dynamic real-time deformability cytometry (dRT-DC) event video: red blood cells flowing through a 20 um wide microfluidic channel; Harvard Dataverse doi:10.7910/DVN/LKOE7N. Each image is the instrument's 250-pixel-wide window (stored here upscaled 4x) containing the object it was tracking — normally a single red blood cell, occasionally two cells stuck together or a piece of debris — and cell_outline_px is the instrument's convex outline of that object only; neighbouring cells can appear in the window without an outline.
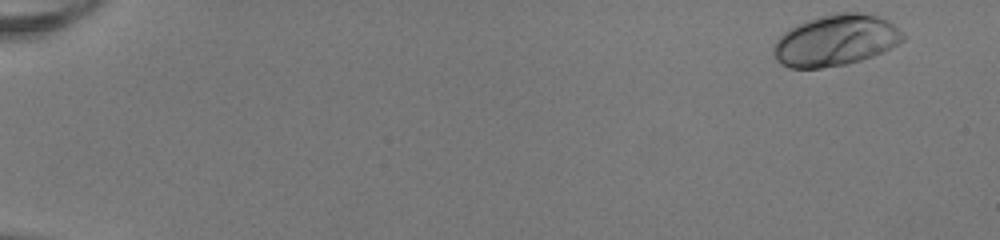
{"species": "human", "species_latin": "Homo sapiens", "temperature_condition": "room temperature", "stored_images_in_passage": 50, "camera_frame_rate_fps": 3000, "um_per_image_px": 0.085, "donor": {"sex": "female"}, "frame": {"image": 1, "passage_image": 1, "time_ms": 0.0, "image_size_px": [1000, 240], "cell_outline_px": [[904, 40], [884, 52], [848, 64], [820, 68], [792, 68], [776, 60], [772, 52], [772, 44], [788, 28], [808, 20], [820, 16], [840, 12], [860, 12], [876, 16], [892, 24], [904, 36]], "centroid_in_image_um": [70.99, 3.44], "position_along_channel_um": 14.0, "area_um2": 38.38}}
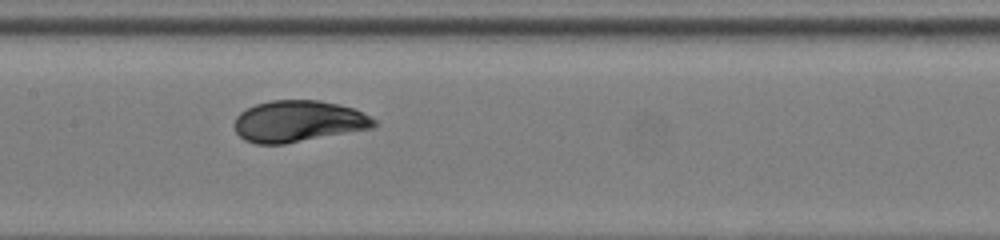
{"frame": {"image": 2, "passage_image": 26, "time_ms": 8.333, "image_size_px": [1000, 240], "cell_outline_px": [[380, 124], [376, 128], [284, 144], [256, 144], [244, 140], [236, 132], [232, 124], [236, 116], [240, 112], [256, 104], [272, 100], [320, 100], [340, 104], [352, 108], [376, 120]], "centroid_in_image_um": [25.37, 10.32], "position_along_channel_um": 182.0, "area_um2": 34.1}}
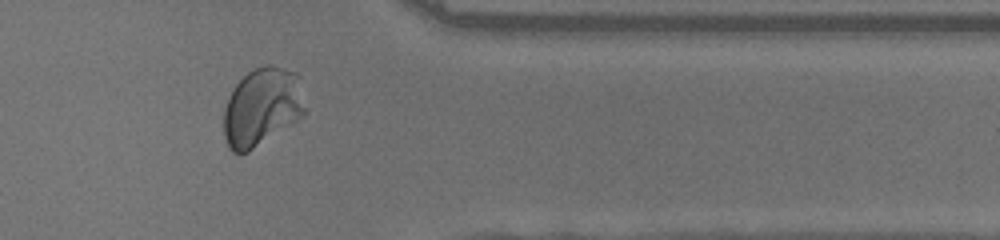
{"frame": {"image": 3, "passage_image": 42, "time_ms": 13.667, "image_size_px": [1000, 240], "cell_outline_px": [[304, 116], [248, 152], [240, 156], [232, 152], [228, 148], [224, 136], [224, 108], [228, 96], [236, 84], [252, 68], [264, 64], [272, 64], [296, 72], [300, 76], [304, 108]], "centroid_in_image_um": [22.25, 9.09], "position_along_channel_um": 389.1, "area_um2": 37.51}, "authors_computed_cell_mechanics": {"area_um2": 34.2754, "velocity_mm_per_s": 4.029, "shape_relaxation_time_tau1_ms": 3.0458, "shape_relaxation_time_tau2_ms": null, "deformation_change_tau1": 0.1619, "deformation_change_tau2": null}}